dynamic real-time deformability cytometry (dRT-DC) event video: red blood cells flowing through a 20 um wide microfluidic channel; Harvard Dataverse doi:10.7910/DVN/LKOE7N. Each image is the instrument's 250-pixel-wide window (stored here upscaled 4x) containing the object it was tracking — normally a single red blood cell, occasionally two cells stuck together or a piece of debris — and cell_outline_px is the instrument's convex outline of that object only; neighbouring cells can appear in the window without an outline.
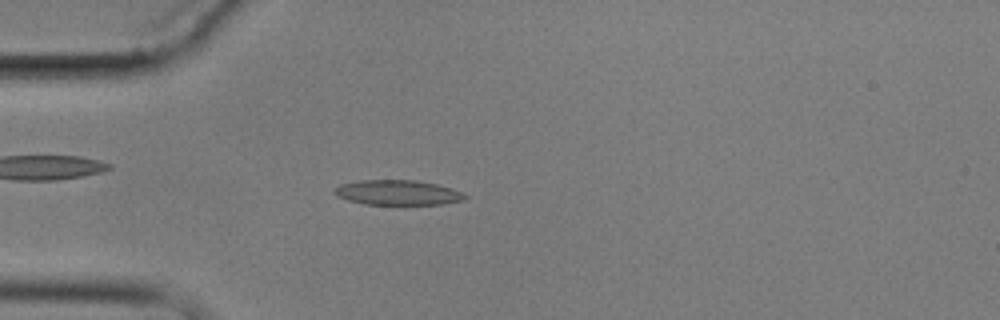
{"species": "common noctule bat (a hibernating species)", "species_latin": "Nyctalus noctula", "temperature_condition": "cold", "stored_images_in_passage": 5, "camera_frame_rate_fps": 3000, "um_per_image_px": 0.085, "animal": {"sex": "male", "body_mass_g": 17.9}, "frame": {"image": 1, "passage_image": 5, "time_ms": 5.667, "image_size_px": [1000, 320], "cell_outline_px": [[468, 196], [464, 200], [444, 204], [364, 204], [348, 200], [336, 196], [332, 192], [340, 184], [360, 180], [416, 180], [436, 184], [452, 188]], "centroid_in_image_um": [33.79, 16.37], "position_along_channel_um": 51.2, "area_um2": 18.96}}